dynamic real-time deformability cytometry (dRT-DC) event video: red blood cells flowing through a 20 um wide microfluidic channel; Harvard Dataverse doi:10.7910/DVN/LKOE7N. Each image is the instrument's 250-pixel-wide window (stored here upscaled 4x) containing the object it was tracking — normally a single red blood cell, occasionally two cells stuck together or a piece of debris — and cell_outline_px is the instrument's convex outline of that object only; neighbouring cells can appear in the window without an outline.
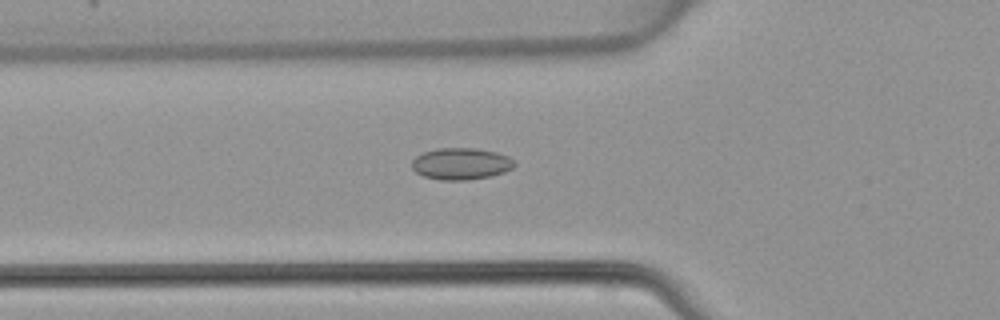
{"species": "common noctule bat (a hibernating species)", "species_latin": "Nyctalus noctula", "temperature_condition": "warm", "stored_images_in_passage": 45, "camera_frame_rate_fps": 3000, "um_per_image_px": 0.085, "animal": {"sex": "female", "body_mass_g": 22.7, "forearm_length_mm": 54.2}, "frame": {"image": 1, "passage_image": 14, "time_ms": 4.333, "image_size_px": [1000, 320], "cell_outline_px": [[516, 164], [512, 168], [504, 172], [492, 176], [468, 180], [440, 180], [424, 176], [416, 172], [412, 168], [412, 160], [416, 156], [424, 152], [436, 148], [476, 148], [496, 152], [508, 156]], "centroid_in_image_um": [39.18, 13.92], "position_along_channel_um": 86.6, "area_um2": 19.02}}
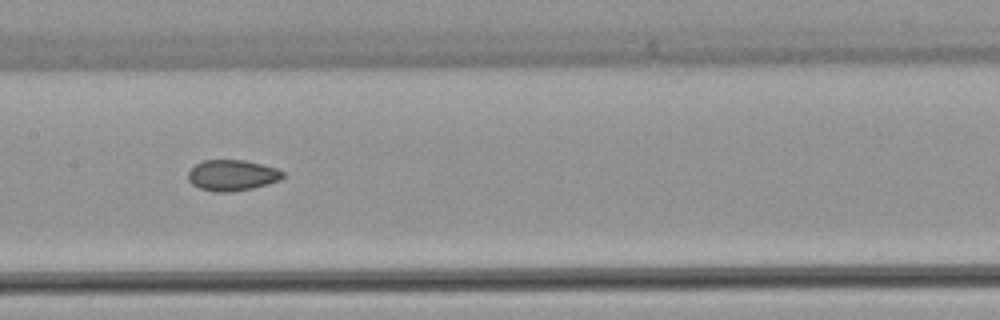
{"frame": {"image": 2, "passage_image": 21, "time_ms": 6.667, "image_size_px": [1000, 320], "cell_outline_px": [[284, 176], [280, 180], [268, 184], [252, 188], [232, 192], [216, 192], [200, 188], [192, 184], [188, 180], [188, 172], [196, 164], [204, 160], [244, 160], [276, 168], [284, 172]], "centroid_in_image_um": [19.73, 14.9], "position_along_channel_um": 187.7, "area_um2": 16.99}}
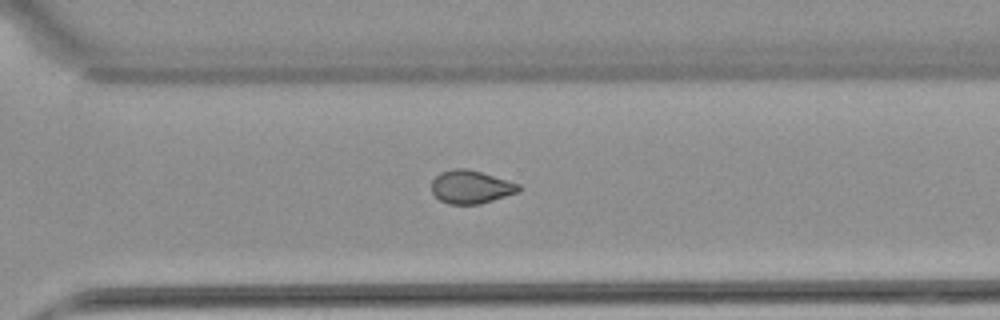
{"frame": {"image": 3, "passage_image": 31, "time_ms": 10.0, "image_size_px": [1000, 320], "cell_outline_px": [[520, 192], [480, 204], [448, 204], [440, 200], [432, 192], [432, 180], [440, 172], [452, 168], [468, 168], [520, 184]], "centroid_in_image_um": [40.03, 15.88], "position_along_channel_um": 330.6, "area_um2": 16.94}}